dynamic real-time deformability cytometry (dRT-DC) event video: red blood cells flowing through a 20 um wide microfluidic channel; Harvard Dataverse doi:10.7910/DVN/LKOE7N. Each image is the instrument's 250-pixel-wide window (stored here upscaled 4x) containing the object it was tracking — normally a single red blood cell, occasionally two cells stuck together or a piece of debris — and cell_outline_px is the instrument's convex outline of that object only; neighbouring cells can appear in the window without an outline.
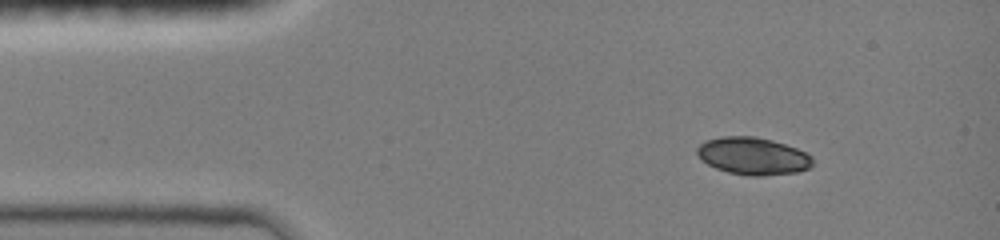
{"species": "common noctule bat (a hibernating species)", "species_latin": "Nyctalus noctula", "temperature_condition": "room temperature", "stored_images_in_passage": 46, "camera_frame_rate_fps": 3000, "um_per_image_px": 0.085, "animal": {"sex": "female", "body_mass_g": 19.0, "forearm_length_mm": 51.5}, "frame": {"image": 1, "passage_image": 5, "time_ms": 1.333, "image_size_px": [1000, 240], "cell_outline_px": [[812, 164], [808, 168], [796, 172], [764, 176], [752, 176], [728, 172], [716, 168], [700, 160], [696, 152], [696, 148], [704, 140], [720, 136], [756, 136], [772, 140], [796, 148], [812, 156]], "centroid_in_image_um": [63.95, 13.25], "position_along_channel_um": 21.0, "area_um2": 25.26}}
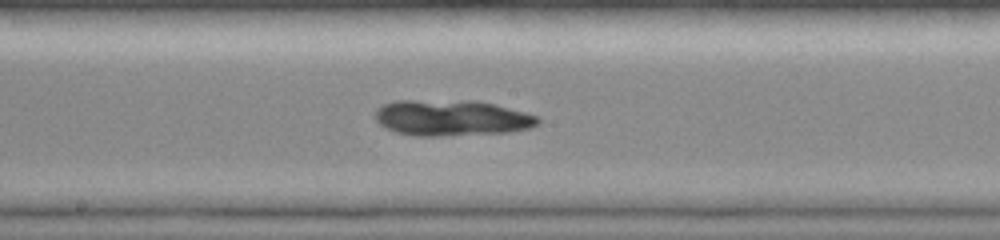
{"frame": {"image": 2, "passage_image": 24, "time_ms": 7.667, "image_size_px": [1000, 240], "cell_outline_px": [[540, 124], [532, 128], [508, 132], [436, 136], [416, 136], [396, 132], [380, 124], [376, 120], [376, 108], [384, 104], [396, 100], [476, 100], [524, 112], [536, 116], [540, 120]], "centroid_in_image_um": [38.39, 10.01], "position_along_channel_um": 209.8, "area_um2": 34.04}}
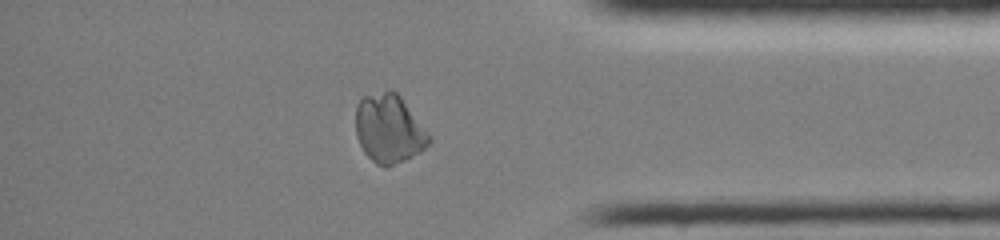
{"frame": {"image": 3, "passage_image": 39, "time_ms": 12.667, "image_size_px": [1000, 240], "cell_outline_px": [[432, 140], [420, 152], [404, 160], [384, 168], [376, 164], [364, 152], [356, 136], [356, 104], [360, 96], [388, 88], [396, 92], [400, 96], [432, 136]], "centroid_in_image_um": [33.05, 10.91], "position_along_channel_um": 402.1, "area_um2": 29.77}}